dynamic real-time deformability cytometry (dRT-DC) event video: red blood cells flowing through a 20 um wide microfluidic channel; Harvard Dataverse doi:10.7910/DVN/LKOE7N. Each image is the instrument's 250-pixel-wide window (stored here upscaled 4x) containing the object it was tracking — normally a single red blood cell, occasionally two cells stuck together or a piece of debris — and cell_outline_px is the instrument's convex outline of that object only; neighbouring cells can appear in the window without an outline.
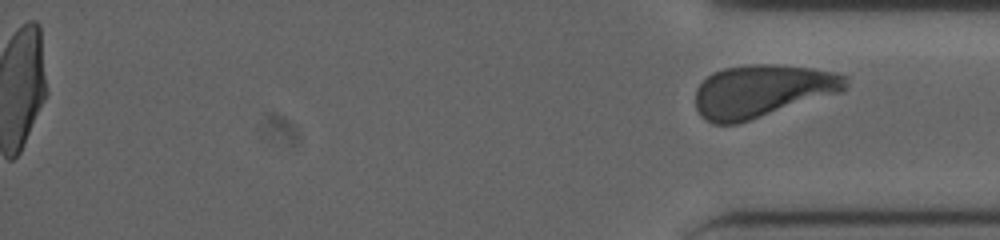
{"species": "human", "species_latin": "Homo sapiens", "temperature_condition": "cold", "stored_images_in_passage": 40, "segment_of_instrument_passage": [2, 2], "camera_frame_rate_fps": 3000, "um_per_image_px": 0.085, "donor": {"sex": "male"}, "frame": {"image": 1, "passage_image": 40, "time_ms": 13.0, "image_size_px": [1000, 240], "cell_outline_px": [[848, 84], [840, 92], [736, 124], [712, 124], [700, 116], [696, 108], [696, 88], [712, 72], [724, 68], [744, 64], [776, 64], [812, 68], [836, 72], [848, 76]], "centroid_in_image_um": [64.76, 7.72], "position_along_channel_um": 370.4, "area_um2": 46.01}}